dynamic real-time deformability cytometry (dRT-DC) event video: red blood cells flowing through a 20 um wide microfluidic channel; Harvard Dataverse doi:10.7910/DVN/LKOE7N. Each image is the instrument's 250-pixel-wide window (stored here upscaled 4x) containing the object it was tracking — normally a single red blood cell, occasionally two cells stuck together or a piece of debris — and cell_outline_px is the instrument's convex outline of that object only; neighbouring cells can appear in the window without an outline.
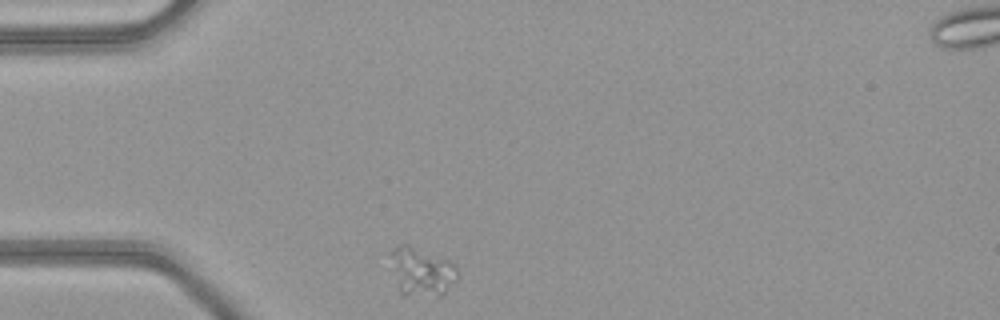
{"species": "common noctule bat (a hibernating species)", "species_latin": "Nyctalus noctula", "temperature_condition": "warm", "stored_images_in_passage": 31, "camera_frame_rate_fps": 3000, "um_per_image_px": 0.085, "animal": {"sex": "female", "body_mass_g": 21.9}, "frame": {"image": 1, "passage_image": 1, "time_ms": 0.0, "image_size_px": [1000, 320], "cell_outline_px": [[460, 276], [440, 296], [400, 296], [384, 252], [400, 244], [408, 244], [452, 260], [456, 264], [460, 272]], "centroid_in_image_um": [35.75, 23.05], "position_along_channel_um": 49.2, "area_um2": 20.35}}
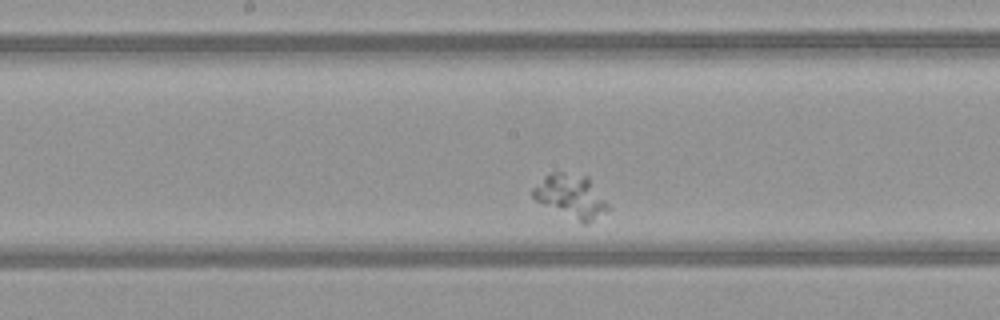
{"frame": {"image": 2, "passage_image": 15, "time_ms": 4.667, "image_size_px": [1000, 320], "cell_outline_px": [[612, 208], [608, 212], [588, 224], [580, 224], [536, 200], [532, 196], [532, 188], [544, 176], [552, 172], [564, 172], [588, 176]], "centroid_in_image_um": [48.58, 16.71], "position_along_channel_um": 199.6, "area_um2": 19.42}}
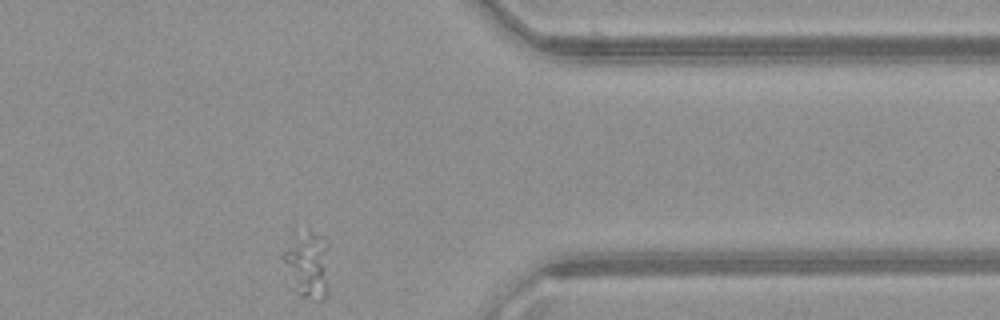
{"frame": {"image": 3, "passage_image": 31, "time_ms": 10.0, "image_size_px": [1000, 320], "cell_outline_px": [[328, 296], [324, 300], [316, 300], [300, 296], [296, 292], [280, 256], [280, 252], [308, 224], [324, 236], [328, 240]], "centroid_in_image_um": [26.18, 22.41], "position_along_channel_um": 385.2, "area_um2": 18.96}}